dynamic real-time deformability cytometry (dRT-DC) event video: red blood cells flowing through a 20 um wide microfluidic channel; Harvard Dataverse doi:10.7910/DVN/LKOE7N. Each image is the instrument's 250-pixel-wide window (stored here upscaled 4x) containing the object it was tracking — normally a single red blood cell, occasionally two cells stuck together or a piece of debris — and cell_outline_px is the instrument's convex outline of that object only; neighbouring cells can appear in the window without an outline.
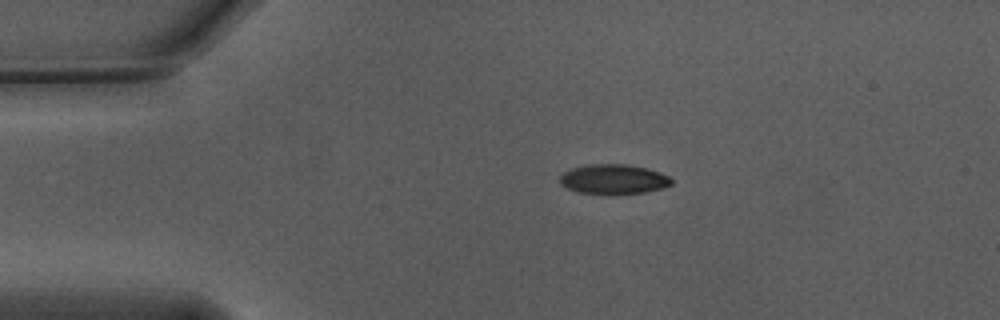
{"species": "Egyptian fruit bat (a non-hibernating species)", "species_latin": "Rousettus aegyptiacus", "temperature_condition": "warm", "stored_images_in_passage": 46, "camera_frame_rate_fps": 3000, "um_per_image_px": 0.085, "animal": {"sex": "male"}, "frame": {"image": 1, "passage_image": 1, "time_ms": 0.0, "image_size_px": [1000, 320], "cell_outline_px": [[672, 184], [664, 188], [644, 192], [576, 192], [560, 184], [560, 176], [564, 172], [572, 168], [592, 164], [628, 164], [648, 168], [660, 172], [668, 176], [672, 180]], "centroid_in_image_um": [52.18, 15.2], "position_along_channel_um": 32.8, "area_um2": 18.84}}
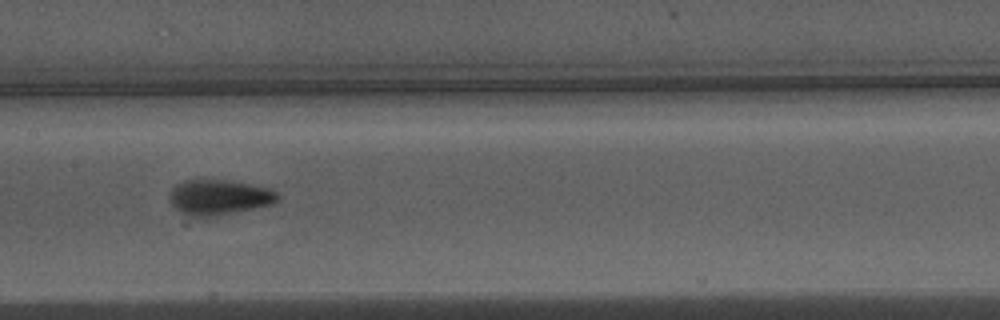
{"frame": {"image": 2, "passage_image": 17, "time_ms": 5.333, "image_size_px": [1000, 320], "cell_outline_px": [[280, 200], [272, 204], [252, 208], [204, 216], [192, 216], [176, 208], [172, 204], [168, 196], [172, 188], [176, 184], [184, 180], [224, 180], [248, 184], [268, 188], [276, 192], [280, 196]], "centroid_in_image_um": [18.61, 16.73], "position_along_channel_um": 188.8, "area_um2": 21.44}}
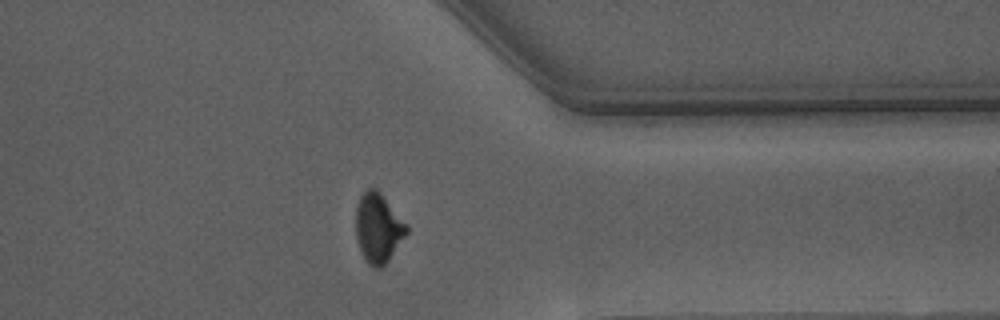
{"frame": {"image": 3, "passage_image": 33, "time_ms": 10.667, "image_size_px": [1000, 320], "cell_outline_px": [[408, 232], [384, 268], [376, 268], [368, 264], [356, 240], [356, 204], [360, 196], [368, 188], [376, 188], [380, 192], [408, 224]], "centroid_in_image_um": [32.16, 19.38], "position_along_channel_um": 379.2, "area_um2": 20.75}, "authors_computed_cell_mechanics": {"area_um2": 20.4612, "velocity_mm_per_s": 3.7456, "shape_relaxation_time_tau1_ms": 4.1601, "shape_relaxation_time_tau2_ms": 1.3805, "deformation_change_tau1": 0.1732, "deformation_change_tau2": 0.0572}}